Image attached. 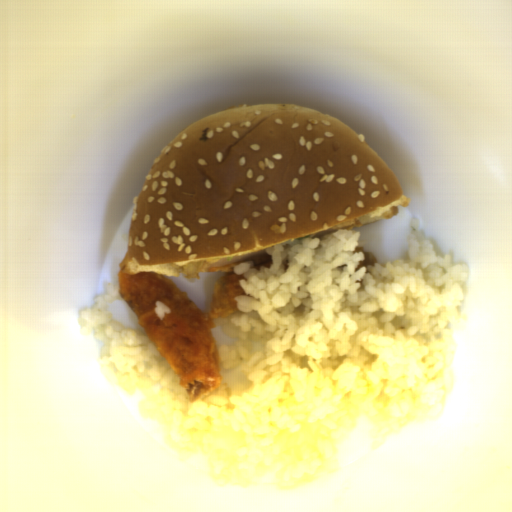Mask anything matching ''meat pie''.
I'll use <instances>...</instances> for the list:
<instances>
[{"mask_svg": "<svg viewBox=\"0 0 512 512\" xmlns=\"http://www.w3.org/2000/svg\"><path fill=\"white\" fill-rule=\"evenodd\" d=\"M247 261H251V262H253L257 266V265H259L261 263L272 261V257L267 252V253H264V254L256 255V256H253V257L241 259V260H238V261L226 263V264L219 265V266H208L205 271H206V273L207 272H223V273L234 272V269H235L236 266H238L241 263H245Z\"/></svg>", "mask_w": 512, "mask_h": 512, "instance_id": "obj_1", "label": "meat pie"}, {"mask_svg": "<svg viewBox=\"0 0 512 512\" xmlns=\"http://www.w3.org/2000/svg\"><path fill=\"white\" fill-rule=\"evenodd\" d=\"M362 226L360 218H350L333 226H330L324 231L311 233L309 238H323L332 232L339 230H353Z\"/></svg>", "mask_w": 512, "mask_h": 512, "instance_id": "obj_2", "label": "meat pie"}]
</instances>
